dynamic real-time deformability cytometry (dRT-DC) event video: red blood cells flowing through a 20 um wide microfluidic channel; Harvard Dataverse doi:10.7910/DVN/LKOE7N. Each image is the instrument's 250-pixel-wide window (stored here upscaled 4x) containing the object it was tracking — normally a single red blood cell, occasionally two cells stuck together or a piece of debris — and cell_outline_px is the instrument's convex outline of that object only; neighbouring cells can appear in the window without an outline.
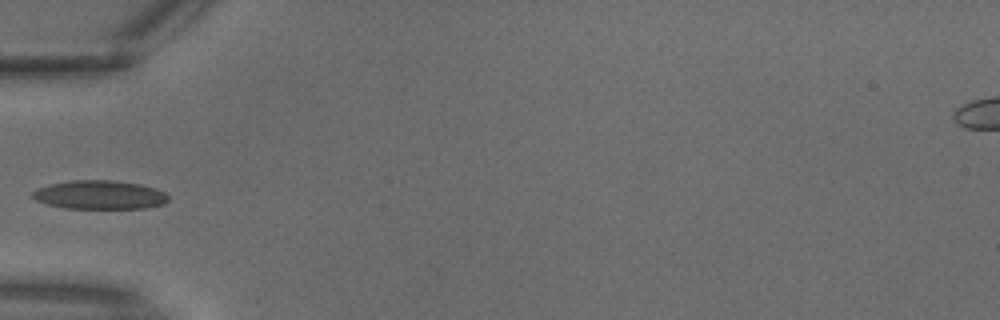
{"species": "common noctule bat (a hibernating species)", "species_latin": "Nyctalus noctula", "temperature_condition": "warm", "stored_images_in_passage": 4, "camera_frame_rate_fps": 3000, "um_per_image_px": 0.085, "animal": {"sex": "male", "body_mass_g": 18.8}, "frame": {"image": 1, "passage_image": 4, "time_ms": 1.0, "image_size_px": [1000, 320], "cell_outline_px": [[168, 200], [164, 204], [144, 208], [64, 208], [48, 204], [36, 200], [32, 196], [32, 192], [40, 188], [52, 184], [72, 180], [112, 180], [140, 184], [156, 188], [164, 192], [168, 196]], "centroid_in_image_um": [8.51, 16.56], "position_along_channel_um": 76.5, "area_um2": 22.54}}